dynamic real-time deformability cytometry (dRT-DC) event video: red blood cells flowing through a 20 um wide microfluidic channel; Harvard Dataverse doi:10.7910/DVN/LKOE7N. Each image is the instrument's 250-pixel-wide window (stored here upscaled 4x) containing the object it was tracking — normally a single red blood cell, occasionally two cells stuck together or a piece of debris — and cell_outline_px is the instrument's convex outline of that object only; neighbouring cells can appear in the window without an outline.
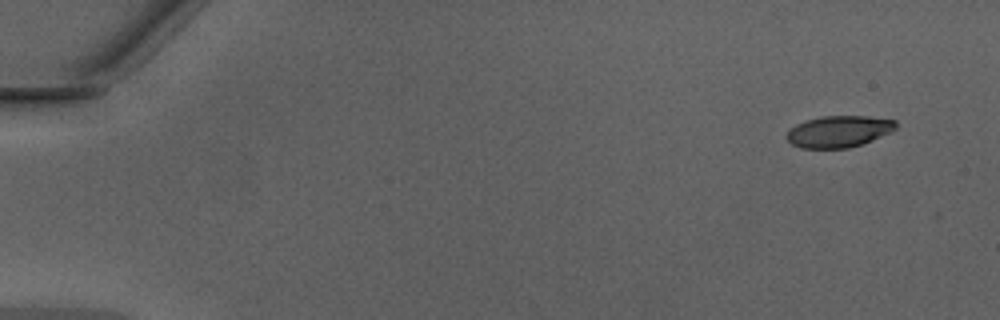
{"species": "Egyptian fruit bat (a non-hibernating species)", "species_latin": "Rousettus aegyptiacus", "temperature_condition": "warm", "stored_images_in_passage": 11, "camera_frame_rate_fps": 3000, "um_per_image_px": 0.085, "animal": {"sex": "male"}, "frame": {"image": 1, "passage_image": 1, "time_ms": 0.0, "image_size_px": [1000, 320], "cell_outline_px": [[896, 128], [892, 132], [864, 144], [848, 148], [800, 148], [792, 144], [784, 136], [796, 124], [804, 120], [820, 116], [868, 116], [896, 120]], "centroid_in_image_um": [71.31, 11.17], "position_along_channel_um": 13.7, "area_um2": 20.35}}